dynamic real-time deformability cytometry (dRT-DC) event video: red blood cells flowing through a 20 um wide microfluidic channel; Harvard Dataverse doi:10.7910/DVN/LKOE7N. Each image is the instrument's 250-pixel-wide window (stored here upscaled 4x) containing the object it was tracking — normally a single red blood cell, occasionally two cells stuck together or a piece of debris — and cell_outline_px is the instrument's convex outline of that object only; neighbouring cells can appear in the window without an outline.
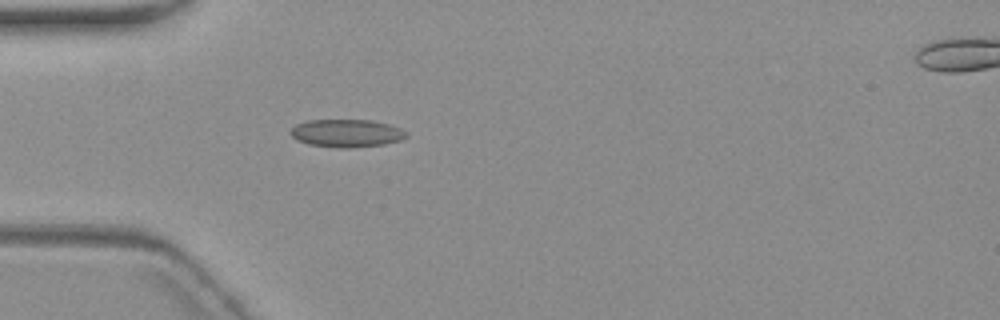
{"species": "common noctule bat (a hibernating species)", "species_latin": "Nyctalus noctula", "temperature_condition": "warm", "stored_images_in_passage": 2, "camera_frame_rate_fps": 3000, "um_per_image_px": 0.085, "animal": {"sex": "female", "body_mass_g": 19.3, "forearm_length_mm": 54.1}, "frame": {"image": 1, "passage_image": 1, "time_ms": 0.0, "image_size_px": [1000, 320], "cell_outline_px": [[408, 136], [400, 140], [384, 144], [348, 148], [336, 148], [308, 144], [296, 140], [288, 132], [296, 124], [308, 120], [372, 120], [388, 124], [400, 128], [408, 132]], "centroid_in_image_um": [29.44, 11.32], "position_along_channel_um": 55.6, "area_um2": 18.9}}